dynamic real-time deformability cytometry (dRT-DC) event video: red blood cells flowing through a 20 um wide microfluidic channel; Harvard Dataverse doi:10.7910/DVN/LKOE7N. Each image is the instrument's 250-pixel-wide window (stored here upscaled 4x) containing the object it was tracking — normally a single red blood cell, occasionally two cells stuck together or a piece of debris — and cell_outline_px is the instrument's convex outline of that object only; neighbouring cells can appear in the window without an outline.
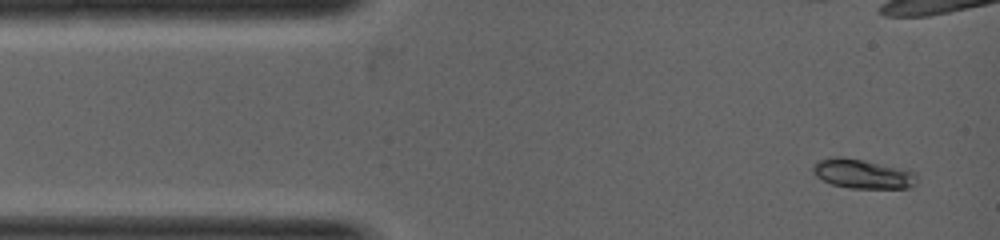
{"species": "common noctule bat (a hibernating species)", "species_latin": "Nyctalus noctula", "temperature_condition": "warm", "stored_images_in_passage": 8, "camera_frame_rate_fps": 5000, "um_per_image_px": 0.085, "animal": {"sex": "female", "body_mass_g": 19.0, "forearm_length_mm": 53.3}, "frame": {"image": 1, "passage_image": 1, "time_ms": 0.0, "image_size_px": [1000, 240], "cell_outline_px": [[916, 184], [908, 188], [852, 188], [832, 184], [816, 176], [812, 168], [812, 164], [816, 160], [836, 156], [840, 156], [864, 160], [908, 168], [916, 172]], "centroid_in_image_um": [73.36, 14.75], "position_along_channel_um": 11.6, "area_um2": 18.09}}